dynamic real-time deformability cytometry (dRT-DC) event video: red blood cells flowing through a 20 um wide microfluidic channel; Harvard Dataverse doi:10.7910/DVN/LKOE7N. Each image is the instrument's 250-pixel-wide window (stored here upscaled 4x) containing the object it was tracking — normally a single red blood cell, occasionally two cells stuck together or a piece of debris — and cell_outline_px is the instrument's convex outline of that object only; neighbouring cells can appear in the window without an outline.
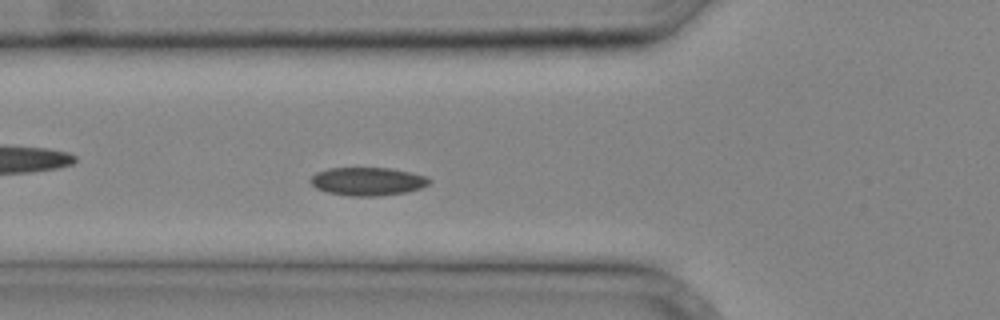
{"species": "common noctule bat (a hibernating species)", "species_latin": "Nyctalus noctula", "temperature_condition": "cold", "stored_images_in_passage": 33, "camera_frame_rate_fps": 3000, "um_per_image_px": 0.085, "animal": {"sex": "male", "body_mass_g": 20.4}, "frame": {"image": 1, "passage_image": 10, "time_ms": 3.0, "image_size_px": [1000, 320], "cell_outline_px": [[432, 180], [428, 184], [420, 188], [404, 192], [376, 196], [348, 196], [328, 192], [316, 188], [308, 180], [316, 172], [328, 168], [388, 168], [408, 172], [424, 176]], "centroid_in_image_um": [31.19, 15.42], "position_along_channel_um": 94.6, "area_um2": 19.31}}